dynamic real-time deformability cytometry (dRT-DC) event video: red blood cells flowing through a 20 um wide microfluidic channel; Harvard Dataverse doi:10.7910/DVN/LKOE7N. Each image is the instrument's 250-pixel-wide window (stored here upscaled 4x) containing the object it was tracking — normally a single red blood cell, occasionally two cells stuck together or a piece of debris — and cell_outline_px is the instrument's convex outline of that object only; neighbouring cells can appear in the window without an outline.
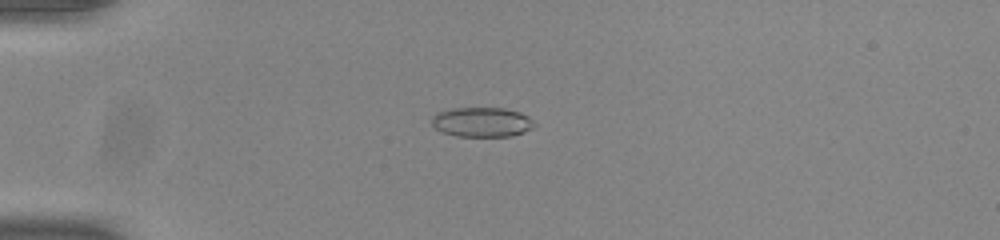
{"species": "common noctule bat (a hibernating species)", "species_latin": "Nyctalus noctula", "temperature_condition": "room temperature", "stored_images_in_passage": 54, "camera_frame_rate_fps": 3000, "um_per_image_px": 0.085, "animal": {"sex": "male", "body_mass_g": 20.0, "forearm_length_mm": 53.3}, "frame": {"image": 1, "passage_image": 15, "time_ms": 4.667, "image_size_px": [1000, 240], "cell_outline_px": [[536, 124], [532, 128], [524, 132], [512, 136], [456, 136], [440, 132], [432, 124], [432, 116], [436, 112], [452, 108], [504, 108], [520, 112], [528, 116]], "centroid_in_image_um": [40.95, 10.37], "position_along_channel_um": 44.1, "area_um2": 17.86}}
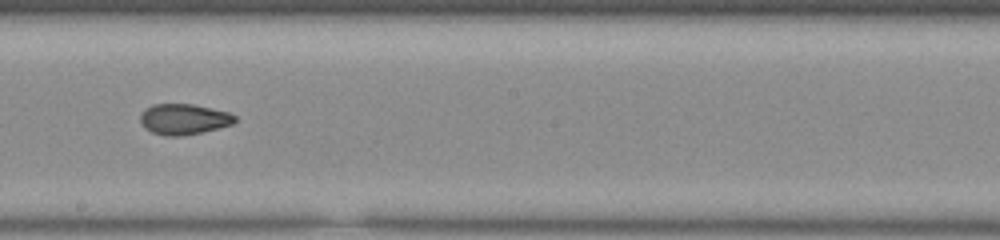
{"frame": {"image": 2, "passage_image": 32, "time_ms": 10.333, "image_size_px": [1000, 240], "cell_outline_px": [[236, 120], [232, 124], [200, 132], [180, 136], [164, 136], [152, 132], [144, 128], [140, 120], [140, 116], [144, 108], [152, 104], [192, 104], [228, 112], [236, 116]], "centroid_in_image_um": [15.57, 10.12], "position_along_channel_um": 232.6, "area_um2": 16.82}}
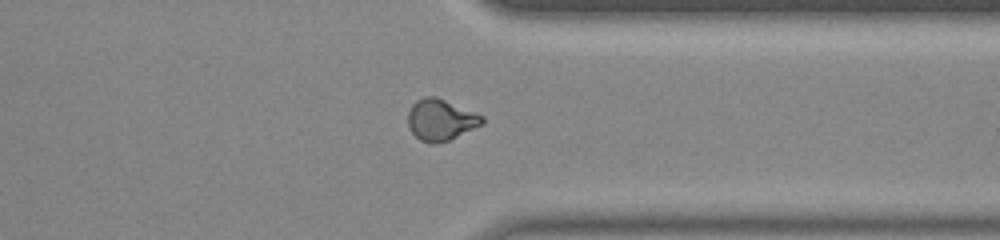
{"frame": {"image": 3, "passage_image": 43, "time_ms": 14.0, "image_size_px": [1000, 240], "cell_outline_px": [[484, 120], [480, 124], [448, 140], [432, 144], [428, 144], [420, 140], [408, 128], [408, 112], [412, 104], [416, 100], [424, 96], [436, 96], [484, 116]], "centroid_in_image_um": [37.4, 10.17], "position_along_channel_um": 374.0, "area_um2": 17.63}, "authors_computed_cell_mechanics": {"area_um2": 17.8024, "velocity_mm_per_s": 3.8767, "shape_relaxation_time_tau1_ms": 8.034, "shape_relaxation_time_tau2_ms": 1.815, "deformation_change_tau1": 0.1719, "deformation_change_tau2": 0.0609}}